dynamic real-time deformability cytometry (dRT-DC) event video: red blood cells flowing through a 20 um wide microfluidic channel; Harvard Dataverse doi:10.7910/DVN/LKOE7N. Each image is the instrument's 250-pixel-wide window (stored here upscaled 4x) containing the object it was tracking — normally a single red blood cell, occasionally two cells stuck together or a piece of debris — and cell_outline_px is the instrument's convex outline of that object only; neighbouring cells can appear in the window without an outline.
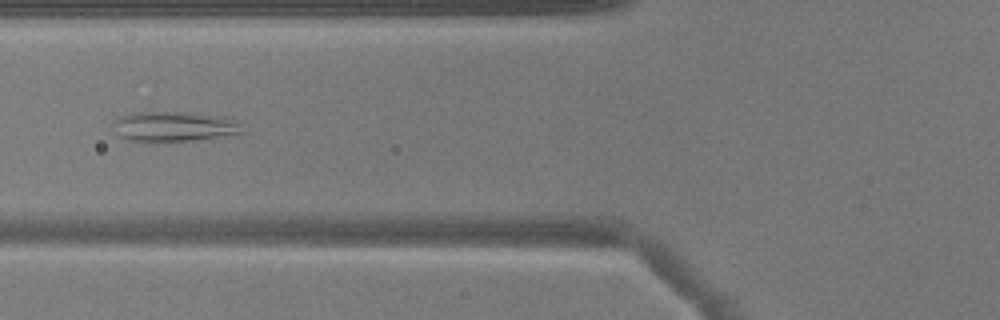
{"species": "common noctule bat (a hibernating species)", "species_latin": "Nyctalus noctula", "temperature_condition": "warm", "stored_images_in_passage": 44, "camera_frame_rate_fps": 3000, "um_per_image_px": 0.085, "animal": {"sex": "male", "body_mass_g": 17.9}, "frame": {"image": 1, "passage_image": 13, "time_ms": 4.0, "image_size_px": [1000, 320], "cell_outline_px": [[244, 132], [192, 140], [128, 140], [120, 136], [112, 124], [116, 120], [132, 112], [184, 112], [216, 116], [236, 120], [240, 124]], "centroid_in_image_um": [14.79, 10.73], "position_along_channel_um": 111.0, "area_um2": 21.68}}
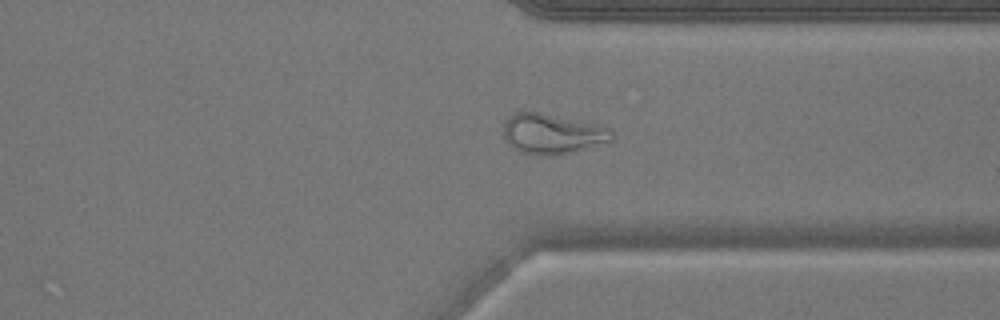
{"frame": {"image": 2, "passage_image": 32, "time_ms": 10.333, "image_size_px": [1000, 320], "cell_outline_px": [[612, 140], [556, 156], [540, 156], [520, 152], [508, 144], [504, 140], [504, 124], [508, 116], [512, 112], [540, 112], [612, 128]], "centroid_in_image_um": [46.88, 11.38], "position_along_channel_um": 364.5, "area_um2": 25.26}}
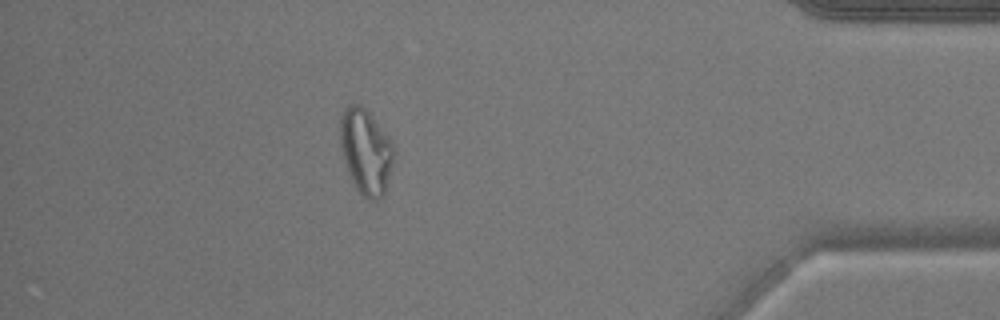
{"frame": {"image": 3, "passage_image": 38, "time_ms": 12.333, "image_size_px": [1000, 320], "cell_outline_px": [[392, 164], [384, 192], [376, 200], [368, 200], [356, 188], [348, 172], [344, 160], [340, 144], [340, 116], [344, 108], [348, 104], [360, 104], [368, 112], [392, 144]], "centroid_in_image_um": [31.04, 12.86], "position_along_channel_um": 404.2, "area_um2": 25.84}}